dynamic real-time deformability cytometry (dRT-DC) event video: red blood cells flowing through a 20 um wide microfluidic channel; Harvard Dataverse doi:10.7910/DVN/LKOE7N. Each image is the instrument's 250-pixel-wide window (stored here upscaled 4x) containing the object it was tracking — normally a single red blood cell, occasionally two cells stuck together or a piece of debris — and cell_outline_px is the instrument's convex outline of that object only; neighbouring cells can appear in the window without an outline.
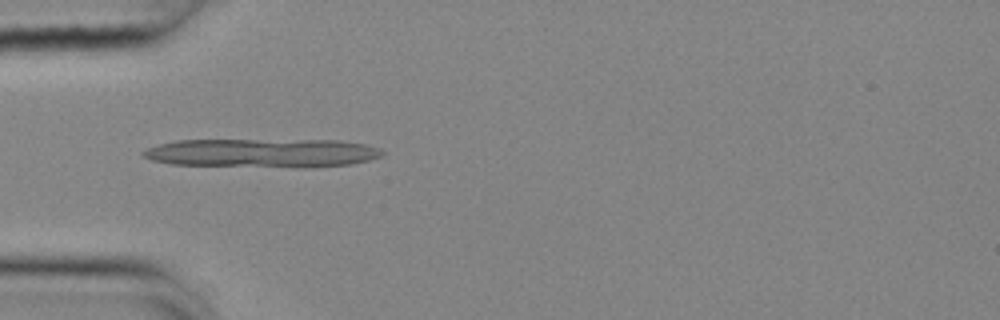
{"species": "common noctule bat (a hibernating species)", "species_latin": "Nyctalus noctula", "temperature_condition": "cold", "stored_images_in_passage": 53, "camera_frame_rate_fps": 3000, "um_per_image_px": 0.085, "animal": {"sex": "female", "body_mass_g": 25.1}, "frame": {"image": 1, "passage_image": 16, "time_ms": 5.0, "image_size_px": [1000, 320], "cell_outline_px": [[384, 152], [380, 156], [368, 160], [352, 164], [312, 168], [300, 168], [172, 164], [152, 160], [144, 156], [140, 152], [148, 148], [160, 144], [176, 140], [340, 140], [364, 144], [380, 148]], "centroid_in_image_um": [22.34, 13.01], "position_along_channel_um": 62.7, "area_um2": 40.46}}